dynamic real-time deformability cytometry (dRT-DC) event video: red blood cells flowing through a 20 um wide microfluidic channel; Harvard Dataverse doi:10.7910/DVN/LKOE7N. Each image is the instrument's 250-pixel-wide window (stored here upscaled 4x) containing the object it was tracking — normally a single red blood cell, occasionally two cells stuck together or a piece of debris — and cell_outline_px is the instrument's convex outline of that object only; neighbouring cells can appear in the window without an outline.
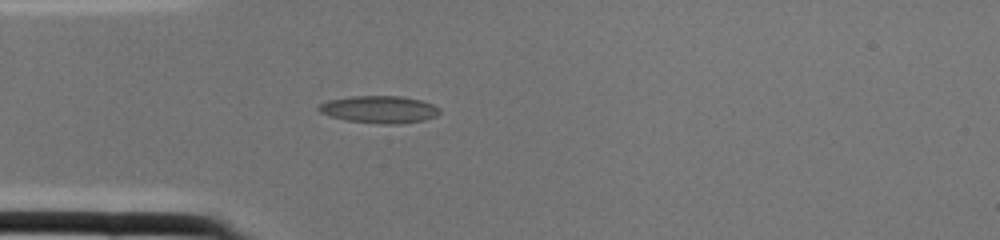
{"species": "common noctule bat (a hibernating species)", "species_latin": "Nyctalus noctula", "temperature_condition": "cold", "stored_images_in_passage": 1, "camera_frame_rate_fps": 3000, "um_per_image_px": 0.085, "animal": {"sex": "female", "body_mass_g": 22.0, "forearm_length_mm": 56.7}, "frame": {"image": 1, "passage_image": 1, "time_ms": 0.0, "image_size_px": [1000, 240], "cell_outline_px": [[440, 112], [436, 116], [424, 120], [400, 124], [384, 124], [348, 120], [332, 116], [320, 112], [316, 108], [320, 104], [328, 100], [352, 96], [404, 96], [420, 100], [432, 104], [440, 108]], "centroid_in_image_um": [32.27, 9.29], "position_along_channel_um": 52.7, "area_um2": 19.13}}